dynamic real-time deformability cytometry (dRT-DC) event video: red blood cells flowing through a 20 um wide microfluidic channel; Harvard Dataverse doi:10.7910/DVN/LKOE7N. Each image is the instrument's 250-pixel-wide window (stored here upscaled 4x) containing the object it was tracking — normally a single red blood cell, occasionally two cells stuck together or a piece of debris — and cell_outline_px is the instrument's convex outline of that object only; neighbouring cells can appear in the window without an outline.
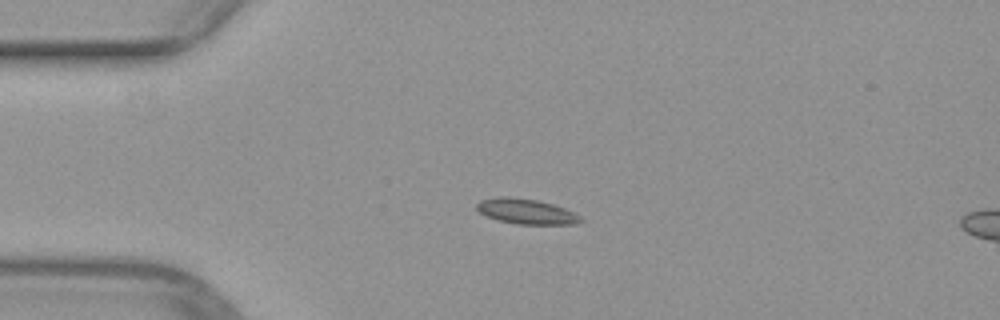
{"species": "common noctule bat (a hibernating species)", "species_latin": "Nyctalus noctula", "temperature_condition": "warm", "stored_images_in_passage": 5, "camera_frame_rate_fps": 3000, "um_per_image_px": 0.085, "animal": {"sex": "female", "body_mass_g": 29.2, "forearm_length_mm": 56.3}, "frame": {"image": 1, "passage_image": 1, "time_ms": 0.0, "image_size_px": [1000, 320], "cell_outline_px": [[584, 220], [576, 224], [516, 224], [500, 220], [488, 216], [480, 212], [476, 208], [476, 204], [480, 200], [500, 196], [508, 196], [536, 200], [552, 204], [564, 208], [580, 216]], "centroid_in_image_um": [44.73, 17.97], "position_along_channel_um": 40.3, "area_um2": 15.09}}